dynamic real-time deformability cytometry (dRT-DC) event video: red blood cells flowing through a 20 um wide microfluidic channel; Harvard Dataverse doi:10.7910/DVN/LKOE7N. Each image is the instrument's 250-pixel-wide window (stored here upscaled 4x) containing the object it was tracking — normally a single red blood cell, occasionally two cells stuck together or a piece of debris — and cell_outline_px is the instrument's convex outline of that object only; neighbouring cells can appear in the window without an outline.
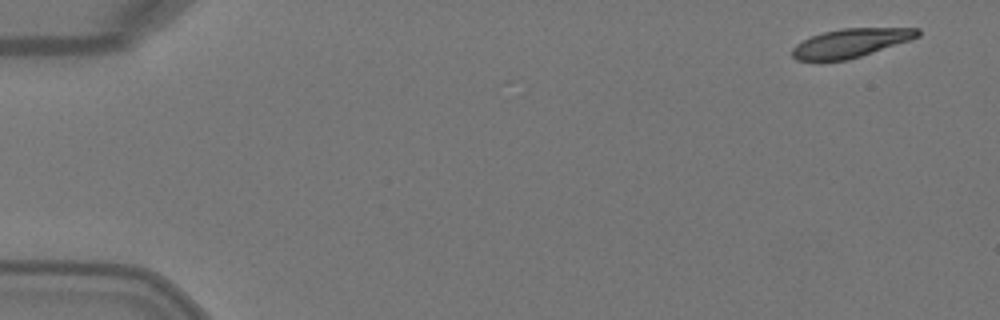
{"species": "Egyptian fruit bat (a non-hibernating species)", "species_latin": "Rousettus aegyptiacus", "temperature_condition": "warm", "stored_images_in_passage": 4, "camera_frame_rate_fps": 3000, "um_per_image_px": 0.085, "animal": {"sex": "female"}, "frame": {"image": 1, "passage_image": 1, "time_ms": 0.0, "image_size_px": [1000, 320], "cell_outline_px": [[920, 36], [848, 60], [820, 64], [796, 60], [792, 56], [792, 48], [796, 44], [812, 36], [824, 32], [840, 28], [920, 28]], "centroid_in_image_um": [72.2, 3.7], "position_along_channel_um": 12.8, "area_um2": 21.39}}